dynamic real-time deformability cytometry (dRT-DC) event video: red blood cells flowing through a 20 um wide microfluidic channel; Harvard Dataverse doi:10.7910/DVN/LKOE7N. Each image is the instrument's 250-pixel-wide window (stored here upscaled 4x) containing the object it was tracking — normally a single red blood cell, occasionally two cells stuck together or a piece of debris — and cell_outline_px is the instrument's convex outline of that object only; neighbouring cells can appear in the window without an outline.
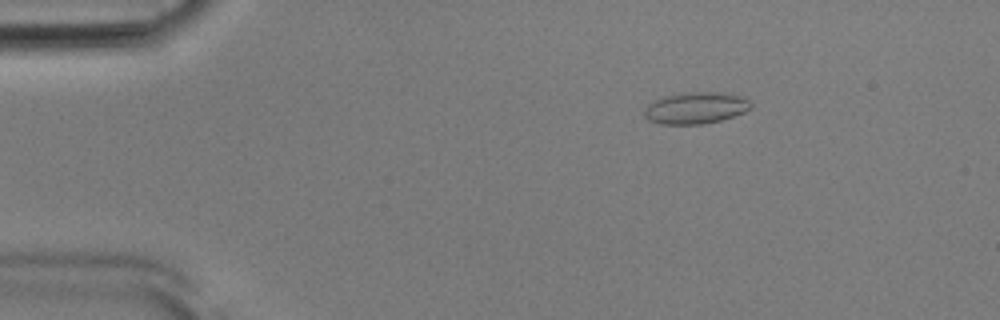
{"species": "Egyptian fruit bat (a non-hibernating species)", "species_latin": "Rousettus aegyptiacus", "temperature_condition": "room temperature", "stored_images_in_passage": 2, "camera_frame_rate_fps": 3000, "um_per_image_px": 0.085, "animal": {"sex": "male"}, "frame": {"image": 1, "passage_image": 1, "time_ms": 0.0, "image_size_px": [1000, 320], "cell_outline_px": [[752, 108], [744, 112], [720, 120], [704, 124], [660, 124], [648, 120], [644, 116], [644, 108], [648, 104], [664, 96], [684, 92], [720, 92], [744, 96], [752, 104]], "centroid_in_image_um": [59.14, 9.17], "position_along_channel_um": 25.9, "area_um2": 19.77}}